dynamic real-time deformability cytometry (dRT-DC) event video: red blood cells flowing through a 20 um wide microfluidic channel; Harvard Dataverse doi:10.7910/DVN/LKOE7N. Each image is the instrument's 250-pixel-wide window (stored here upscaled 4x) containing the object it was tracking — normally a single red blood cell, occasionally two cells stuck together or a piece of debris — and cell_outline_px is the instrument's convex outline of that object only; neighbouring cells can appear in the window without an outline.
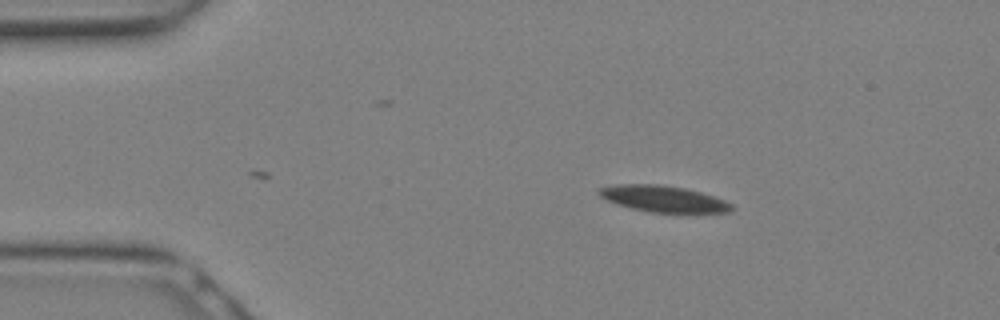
{"species": "Egyptian fruit bat (a non-hibernating species)", "species_latin": "Rousettus aegyptiacus", "temperature_condition": "warm", "stored_images_in_passage": 12, "camera_frame_rate_fps": 3000, "um_per_image_px": 0.085, "animal": {"sex": "female"}, "frame": {"image": 1, "passage_image": 1, "time_ms": 0.0, "image_size_px": [1000, 320], "cell_outline_px": [[732, 212], [696, 216], [676, 216], [652, 212], [632, 208], [616, 204], [600, 196], [596, 192], [600, 188], [616, 184], [656, 184], [684, 188], [700, 192], [724, 200], [732, 204]], "centroid_in_image_um": [56.51, 16.98], "position_along_channel_um": 28.5, "area_um2": 21.44}}
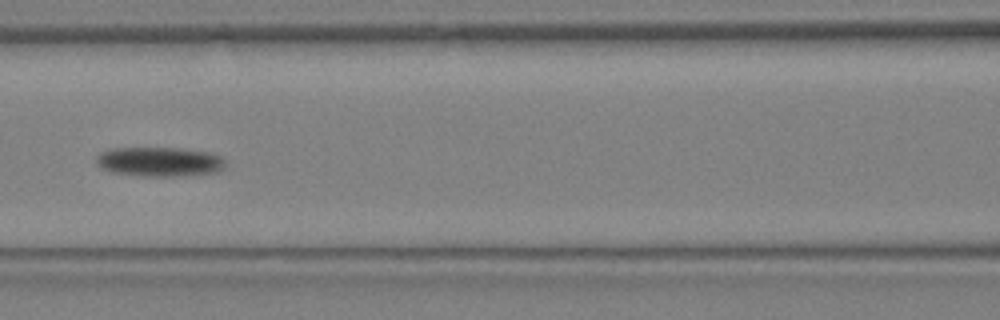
{"frame": {"image": 2, "passage_image": 9, "time_ms": 2.667, "image_size_px": [1000, 320], "cell_outline_px": [[228, 164], [224, 168], [216, 172], [188, 176], [136, 176], [112, 172], [100, 168], [96, 164], [96, 156], [100, 152], [112, 148], [176, 148], [212, 152], [224, 156]], "centroid_in_image_um": [13.6, 13.75], "position_along_channel_um": 153.0, "area_um2": 22.77}}
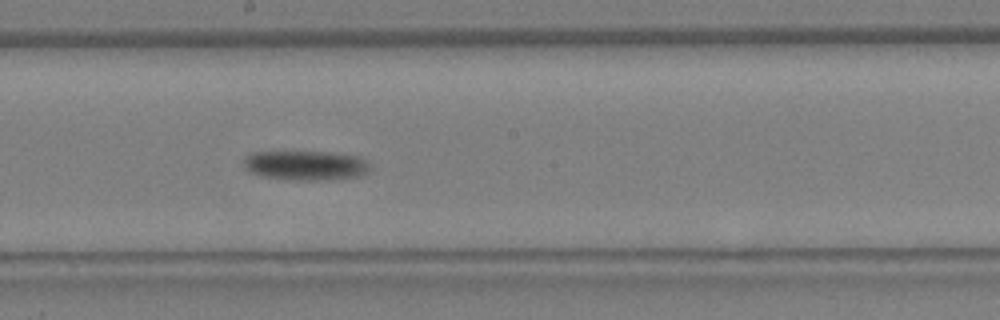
{"frame": {"image": 3, "passage_image": 12, "time_ms": 3.667, "image_size_px": [1000, 320], "cell_outline_px": [[372, 164], [368, 172], [360, 176], [316, 180], [296, 180], [264, 176], [252, 172], [244, 168], [244, 156], [252, 152], [336, 152], [360, 156], [368, 160]], "centroid_in_image_um": [26.05, 14.04], "position_along_channel_um": 222.2, "area_um2": 21.91}}